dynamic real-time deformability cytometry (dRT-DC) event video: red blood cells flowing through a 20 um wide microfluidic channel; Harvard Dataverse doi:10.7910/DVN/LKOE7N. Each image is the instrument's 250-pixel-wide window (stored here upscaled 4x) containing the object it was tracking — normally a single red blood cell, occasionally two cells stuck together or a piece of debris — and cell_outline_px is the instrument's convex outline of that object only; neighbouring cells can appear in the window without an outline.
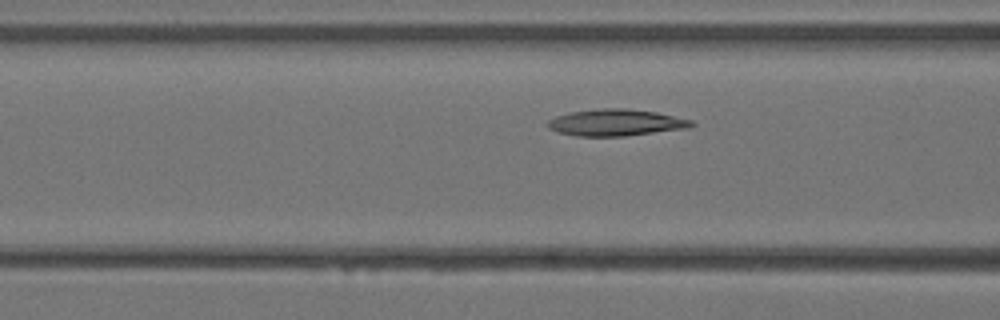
{"species": "Egyptian fruit bat (a non-hibernating species)", "species_latin": "Rousettus aegyptiacus", "temperature_condition": "warm", "stored_images_in_passage": 4, "camera_frame_rate_fps": 3000, "um_per_image_px": 0.085, "animal": {"sex": "female"}, "frame": {"image": 1, "passage_image": 4, "time_ms": 1.0, "image_size_px": [1000, 320], "cell_outline_px": [[696, 124], [688, 128], [624, 136], [576, 136], [556, 132], [548, 128], [544, 124], [548, 120], [556, 116], [568, 112], [596, 108], [624, 108], [656, 112], [692, 120]], "centroid_in_image_um": [52.29, 10.41], "position_along_channel_um": 114.3, "area_um2": 22.54}}